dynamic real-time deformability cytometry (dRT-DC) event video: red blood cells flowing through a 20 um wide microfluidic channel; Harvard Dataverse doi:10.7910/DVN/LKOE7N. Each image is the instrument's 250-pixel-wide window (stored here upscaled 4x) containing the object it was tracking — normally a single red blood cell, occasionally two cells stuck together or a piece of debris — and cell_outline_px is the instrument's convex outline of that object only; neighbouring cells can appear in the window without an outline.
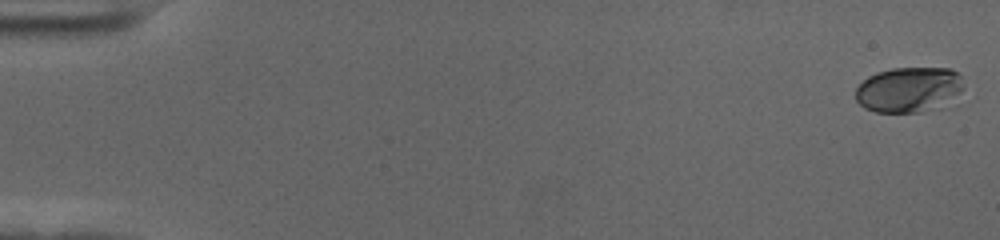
{"species": "human", "species_latin": "Homo sapiens", "temperature_condition": "cold", "stored_images_in_passage": 56, "camera_frame_rate_fps": 3000, "um_per_image_px": 0.085, "donor": {"sex": "female"}, "frame": {"image": 1, "passage_image": 1, "time_ms": 0.0, "image_size_px": [1000, 240], "cell_outline_px": [[968, 92], [944, 108], [920, 112], [876, 112], [864, 108], [856, 100], [856, 88], [868, 76], [876, 72], [892, 68], [948, 68], [956, 72], [960, 76]], "centroid_in_image_um": [77.37, 7.64], "position_along_channel_um": 7.6, "area_um2": 29.54}}
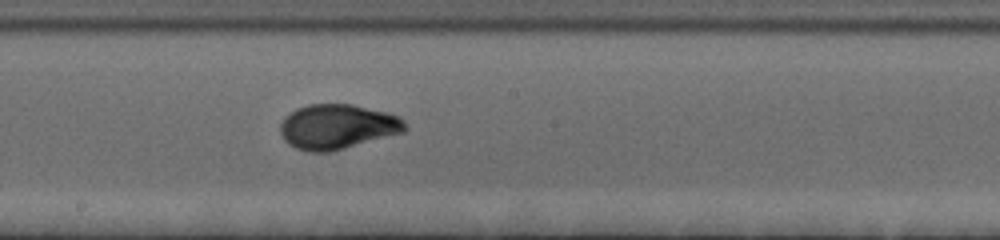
{"frame": {"image": 2, "passage_image": 32, "time_ms": 10.333, "image_size_px": [1000, 240], "cell_outline_px": [[408, 128], [404, 132], [344, 148], [328, 152], [308, 152], [296, 148], [288, 144], [284, 140], [280, 132], [280, 124], [284, 116], [288, 112], [296, 108], [308, 104], [352, 104], [388, 112], [400, 116], [404, 120]], "centroid_in_image_um": [28.66, 10.75], "position_along_channel_um": 219.5, "area_um2": 32.89}}
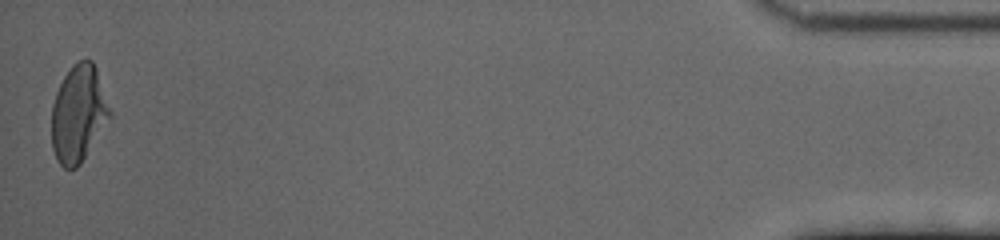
{"frame": {"image": 3, "passage_image": 56, "time_ms": 18.333, "image_size_px": [1000, 240], "cell_outline_px": [[112, 116], [80, 164], [76, 168], [64, 168], [56, 160], [52, 148], [52, 104], [56, 92], [64, 76], [72, 64], [80, 60], [92, 60], [96, 68], [112, 112]], "centroid_in_image_um": [6.67, 9.67], "position_along_channel_um": 428.5, "area_um2": 32.89}, "authors_computed_cell_mechanics": {"area_um2": 31.2698, "velocity_mm_per_s": 3.6579, "shape_relaxation_time_tau1_ms": 4.3462, "shape_relaxation_time_tau2_ms": null, "deformation_change_tau1": 0.1934, "deformation_change_tau2": null}}